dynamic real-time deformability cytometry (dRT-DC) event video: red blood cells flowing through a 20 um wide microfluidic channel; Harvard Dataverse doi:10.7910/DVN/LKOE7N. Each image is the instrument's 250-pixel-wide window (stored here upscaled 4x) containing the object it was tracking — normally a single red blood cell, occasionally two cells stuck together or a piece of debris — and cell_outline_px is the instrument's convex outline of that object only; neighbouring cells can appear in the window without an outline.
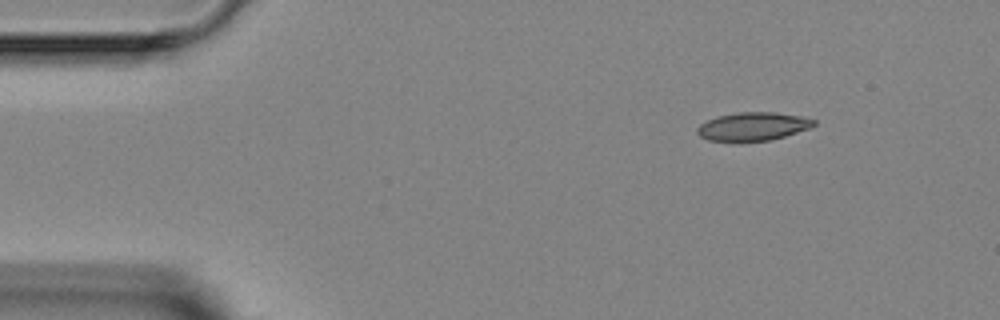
{"species": "Egyptian fruit bat (a non-hibernating species)", "species_latin": "Rousettus aegyptiacus", "temperature_condition": "room temperature", "stored_images_in_passage": 5, "camera_frame_rate_fps": 3000, "um_per_image_px": 0.085, "animal": {"sex": "female"}, "frame": {"image": 1, "passage_image": 5, "time_ms": 5.333, "image_size_px": [1000, 320], "cell_outline_px": [[816, 124], [812, 128], [784, 136], [768, 140], [736, 144], [732, 144], [708, 140], [700, 136], [696, 132], [696, 128], [700, 124], [716, 116], [736, 112], [772, 112], [800, 116], [816, 120]], "centroid_in_image_um": [63.94, 10.79], "position_along_channel_um": 21.1, "area_um2": 19.94}}